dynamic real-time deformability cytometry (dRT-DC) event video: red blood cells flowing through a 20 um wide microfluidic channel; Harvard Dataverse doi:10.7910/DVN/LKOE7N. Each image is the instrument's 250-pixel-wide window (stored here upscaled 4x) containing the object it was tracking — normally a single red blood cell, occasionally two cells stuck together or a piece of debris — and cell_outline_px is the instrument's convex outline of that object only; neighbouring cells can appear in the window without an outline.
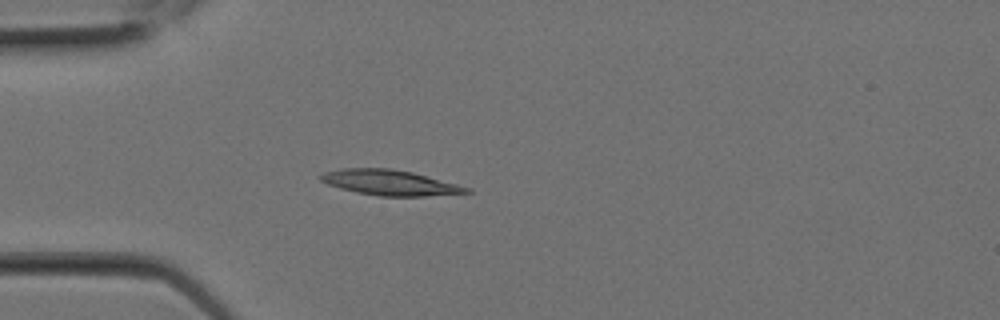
{"species": "Egyptian fruit bat (a non-hibernating species)", "species_latin": "Rousettus aegyptiacus", "temperature_condition": "room temperature", "stored_images_in_passage": 9, "camera_frame_rate_fps": 3000, "um_per_image_px": 0.085, "animal": {"sex": "female"}, "frame": {"image": 1, "passage_image": 6, "time_ms": 1.667, "image_size_px": [1000, 320], "cell_outline_px": [[472, 192], [424, 196], [380, 196], [356, 192], [340, 188], [328, 184], [320, 180], [320, 176], [324, 172], [340, 168], [388, 168], [412, 172], [472, 188]], "centroid_in_image_um": [33.13, 15.52], "position_along_channel_um": 51.9, "area_um2": 21.39}}
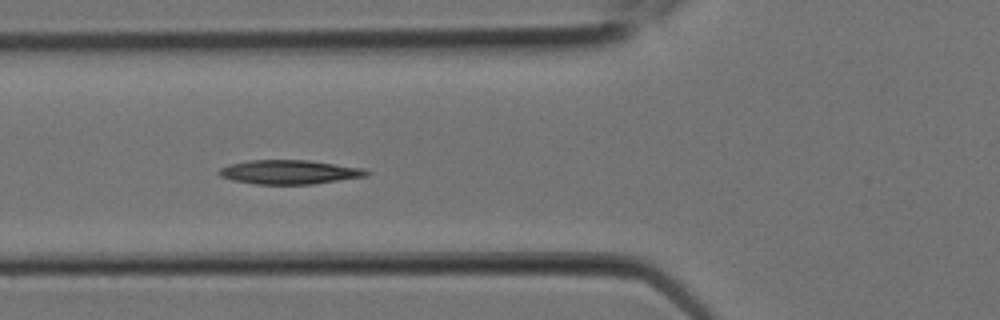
{"frame": {"image": 2, "passage_image": 8, "time_ms": 2.333, "image_size_px": [1000, 320], "cell_outline_px": [[372, 172], [368, 176], [312, 184], [256, 184], [232, 180], [220, 176], [216, 172], [220, 168], [228, 164], [248, 160], [308, 160], [364, 168]], "centroid_in_image_um": [24.59, 14.62], "position_along_channel_um": 101.2, "area_um2": 20.87}}
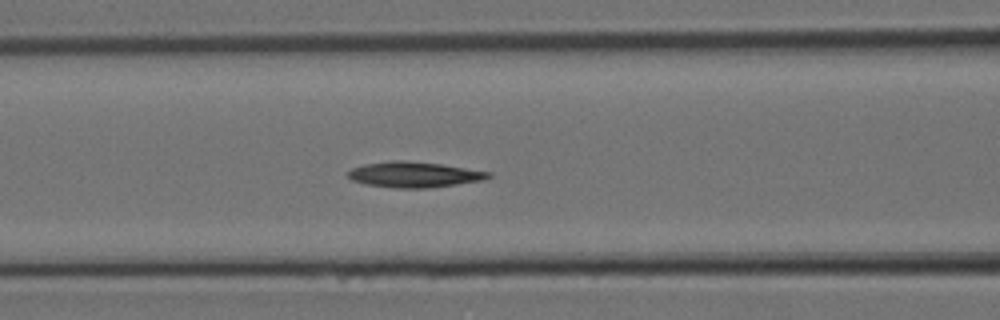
{"frame": {"image": 3, "passage_image": 9, "time_ms": 2.667, "image_size_px": [1000, 320], "cell_outline_px": [[492, 176], [484, 180], [428, 188], [396, 188], [364, 184], [352, 180], [348, 176], [348, 172], [352, 168], [364, 164], [392, 160], [404, 160], [440, 164], [492, 172]], "centroid_in_image_um": [35.2, 14.84], "position_along_channel_um": 131.4, "area_um2": 20.92}}